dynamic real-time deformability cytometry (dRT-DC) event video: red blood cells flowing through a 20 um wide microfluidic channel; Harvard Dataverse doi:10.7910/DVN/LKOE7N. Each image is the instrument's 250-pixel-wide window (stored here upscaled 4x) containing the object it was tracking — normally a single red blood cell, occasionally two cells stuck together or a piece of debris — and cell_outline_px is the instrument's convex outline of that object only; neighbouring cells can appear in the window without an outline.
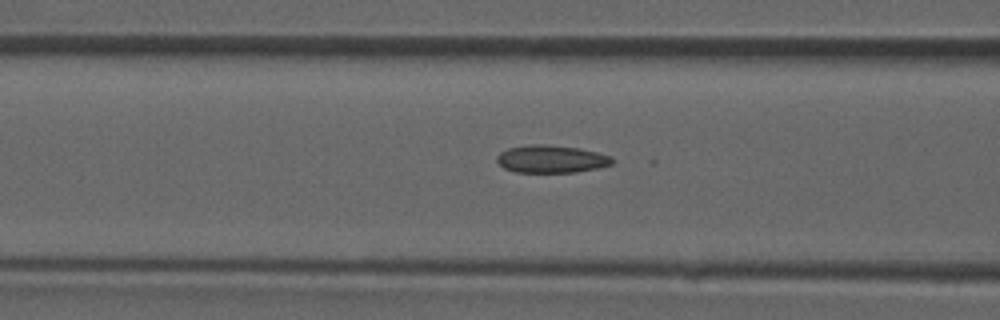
{"species": "common noctule bat (a hibernating species)", "species_latin": "Nyctalus noctula", "temperature_condition": "room temperature", "stored_images_in_passage": 44, "camera_frame_rate_fps": 3000, "um_per_image_px": 0.085, "animal": {"sex": "male", "forearm_length_mm": 52.5}, "frame": {"image": 1, "passage_image": 17, "time_ms": 5.333, "image_size_px": [1000, 320], "cell_outline_px": [[612, 164], [596, 168], [576, 172], [516, 172], [504, 168], [496, 160], [496, 156], [500, 152], [508, 148], [528, 144], [544, 144], [580, 148], [612, 156]], "centroid_in_image_um": [46.83, 13.51], "position_along_channel_um": 119.8, "area_um2": 18.55}}